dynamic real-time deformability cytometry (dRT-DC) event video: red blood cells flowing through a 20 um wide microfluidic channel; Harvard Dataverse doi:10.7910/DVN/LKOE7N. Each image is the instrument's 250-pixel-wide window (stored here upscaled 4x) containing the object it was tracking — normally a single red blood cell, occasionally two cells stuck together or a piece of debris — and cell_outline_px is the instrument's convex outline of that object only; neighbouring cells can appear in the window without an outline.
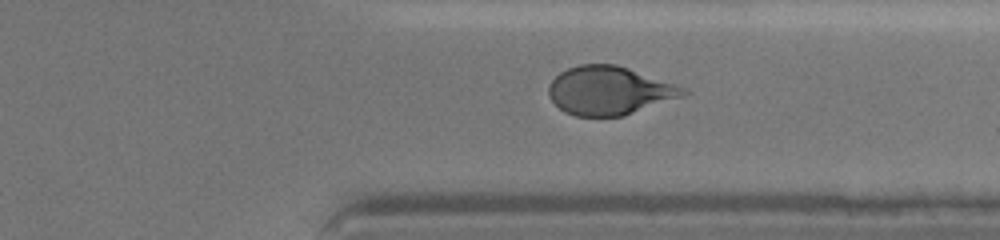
{"species": "human", "species_latin": "Homo sapiens", "temperature_condition": "cold", "stored_images_in_passage": 45, "camera_frame_rate_fps": 3000, "um_per_image_px": 0.085, "donor": {"sex": "female"}, "frame": {"image": 1, "passage_image": 39, "time_ms": 13.333, "image_size_px": [1000, 240], "cell_outline_px": [[688, 92], [684, 96], [624, 116], [576, 116], [564, 112], [548, 96], [548, 88], [552, 80], [560, 72], [568, 68], [580, 64], [616, 64], [676, 84], [684, 88]], "centroid_in_image_um": [51.79, 7.7], "position_along_channel_um": 359.6, "area_um2": 37.92}}